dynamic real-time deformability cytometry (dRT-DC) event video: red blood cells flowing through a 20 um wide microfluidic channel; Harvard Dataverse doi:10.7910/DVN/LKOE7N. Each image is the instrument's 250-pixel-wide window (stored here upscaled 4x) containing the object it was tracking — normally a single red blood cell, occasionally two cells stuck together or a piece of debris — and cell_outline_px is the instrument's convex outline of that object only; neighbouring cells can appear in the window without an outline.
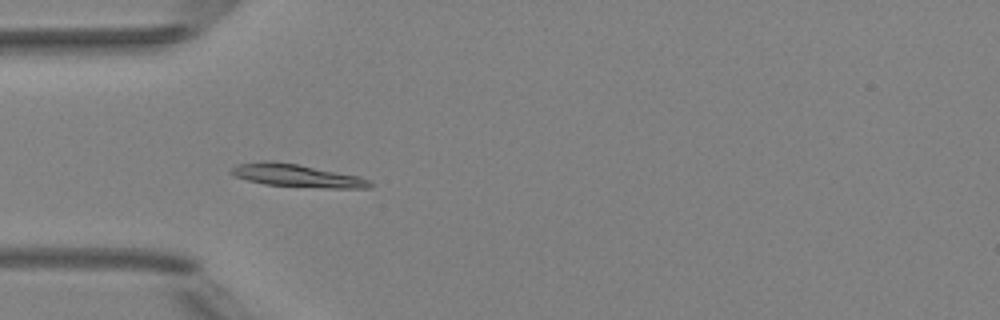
{"species": "Egyptian fruit bat (a non-hibernating species)", "species_latin": "Rousettus aegyptiacus", "temperature_condition": "room temperature", "stored_images_in_passage": 5, "camera_frame_rate_fps": 3000, "um_per_image_px": 0.085, "animal": {"sex": "female"}, "frame": {"image": 1, "passage_image": 4, "time_ms": 3.667, "image_size_px": [1000, 320], "cell_outline_px": [[376, 184], [372, 188], [328, 188], [264, 184], [248, 180], [236, 176], [228, 172], [236, 164], [264, 160], [272, 160], [296, 164], [360, 176]], "centroid_in_image_um": [25.25, 14.92], "position_along_channel_um": 59.7, "area_um2": 18.44}}
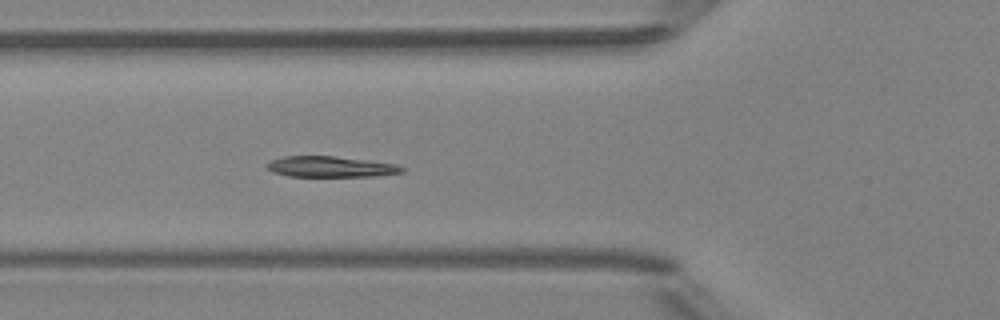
{"frame": {"image": 2, "passage_image": 5, "time_ms": 4.667, "image_size_px": [1000, 320], "cell_outline_px": [[404, 172], [372, 176], [288, 176], [272, 172], [264, 164], [272, 160], [284, 156], [332, 156], [396, 164], [404, 168]], "centroid_in_image_um": [28.05, 14.17], "position_along_channel_um": 97.7, "area_um2": 16.13}}